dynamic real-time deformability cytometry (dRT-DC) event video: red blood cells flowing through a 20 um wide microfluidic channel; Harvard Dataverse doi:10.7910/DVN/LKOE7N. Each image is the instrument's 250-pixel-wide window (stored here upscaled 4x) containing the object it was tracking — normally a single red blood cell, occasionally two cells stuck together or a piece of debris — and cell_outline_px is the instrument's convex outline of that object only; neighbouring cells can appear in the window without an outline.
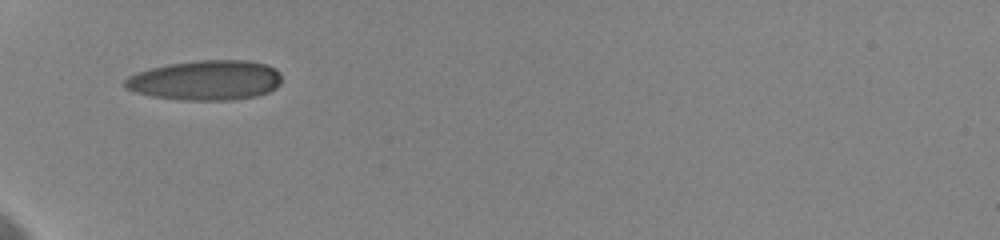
{"species": "human", "species_latin": "Homo sapiens", "temperature_condition": "cold", "stored_images_in_passage": 7, "camera_frame_rate_fps": 3000, "um_per_image_px": 0.085, "donor": {"sex": "female"}, "frame": {"image": 1, "passage_image": 1, "time_ms": 0.0, "image_size_px": [1000, 240], "cell_outline_px": [[280, 84], [276, 88], [268, 92], [256, 96], [232, 100], [184, 100], [152, 96], [136, 92], [124, 88], [124, 80], [128, 76], [136, 72], [148, 68], [168, 64], [196, 60], [248, 60], [268, 64], [276, 68], [280, 72]], "centroid_in_image_um": [17.49, 6.81], "position_along_channel_um": 67.5, "area_um2": 36.82}}